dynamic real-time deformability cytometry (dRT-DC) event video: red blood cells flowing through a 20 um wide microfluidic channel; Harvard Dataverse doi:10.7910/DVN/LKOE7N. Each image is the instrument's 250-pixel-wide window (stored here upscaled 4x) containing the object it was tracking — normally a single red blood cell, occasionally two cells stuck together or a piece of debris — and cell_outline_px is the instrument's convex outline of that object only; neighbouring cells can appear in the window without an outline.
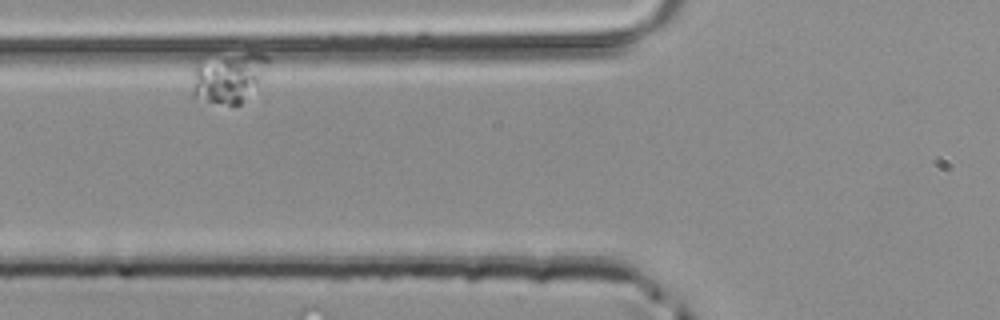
{"species": "common noctule bat (a hibernating species)", "species_latin": "Nyctalus noctula", "temperature_condition": "room temperature", "stored_images_in_passage": 3, "segment_of_instrument_passage": [2, 2], "camera_frame_rate_fps": 3000, "um_per_image_px": 0.085, "animal": {"sex": "male", "body_mass_g": 20.4}, "frame": {"image": 1, "passage_image": 2, "time_ms": 0.333, "image_size_px": [1000, 320], "cell_outline_px": [[268, 60], [256, 84], [240, 104], [228, 104], [208, 100], [192, 96], [192, 72], [196, 68], [248, 44], [268, 56]], "centroid_in_image_um": [19.5, 6.46], "position_along_channel_um": 106.3, "area_um2": 21.91}}